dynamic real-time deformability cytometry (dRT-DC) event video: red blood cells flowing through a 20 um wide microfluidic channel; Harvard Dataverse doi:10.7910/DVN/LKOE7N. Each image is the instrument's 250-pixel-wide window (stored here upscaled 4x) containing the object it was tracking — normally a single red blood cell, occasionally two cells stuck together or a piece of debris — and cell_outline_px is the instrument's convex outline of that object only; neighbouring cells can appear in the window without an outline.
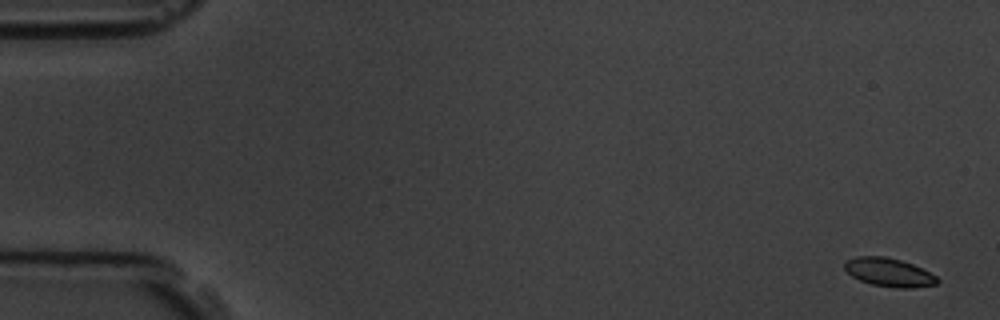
{"species": "common noctule bat (a hibernating species)", "species_latin": "Nyctalus noctula", "temperature_condition": "room temperature", "stored_images_in_passage": 6, "camera_frame_rate_fps": 3000, "um_per_image_px": 0.085, "animal": {"sex": "male", "body_mass_g": 19.5, "forearm_length_mm": 54.6}, "frame": {"image": 1, "passage_image": 1, "time_ms": 0.0, "image_size_px": [1000, 320], "cell_outline_px": [[940, 280], [936, 284], [912, 288], [900, 288], [872, 284], [860, 280], [852, 276], [844, 268], [844, 264], [848, 260], [856, 256], [884, 256], [900, 260], [912, 264], [936, 276]], "centroid_in_image_um": [75.56, 23.15], "position_along_channel_um": 9.4, "area_um2": 15.14}}
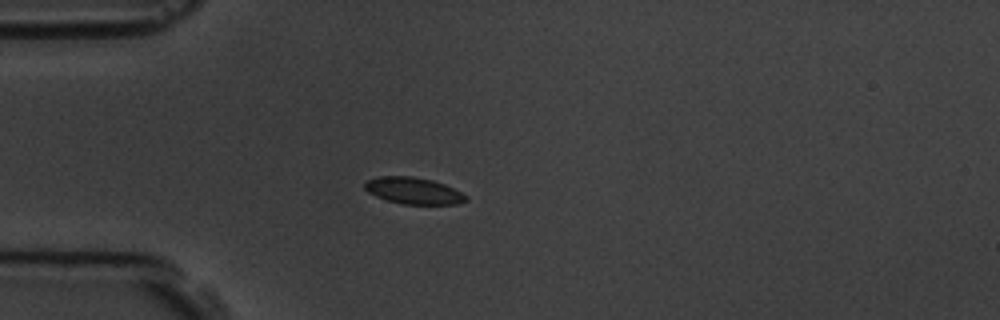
{"frame": {"image": 2, "passage_image": 5, "time_ms": 4.667, "image_size_px": [1000, 320], "cell_outline_px": [[468, 200], [456, 204], [400, 204], [376, 196], [368, 192], [364, 188], [364, 184], [368, 180], [380, 176], [412, 176], [432, 180], [444, 184], [468, 196]], "centroid_in_image_um": [35.14, 16.21], "position_along_channel_um": 49.9, "area_um2": 15.61}}